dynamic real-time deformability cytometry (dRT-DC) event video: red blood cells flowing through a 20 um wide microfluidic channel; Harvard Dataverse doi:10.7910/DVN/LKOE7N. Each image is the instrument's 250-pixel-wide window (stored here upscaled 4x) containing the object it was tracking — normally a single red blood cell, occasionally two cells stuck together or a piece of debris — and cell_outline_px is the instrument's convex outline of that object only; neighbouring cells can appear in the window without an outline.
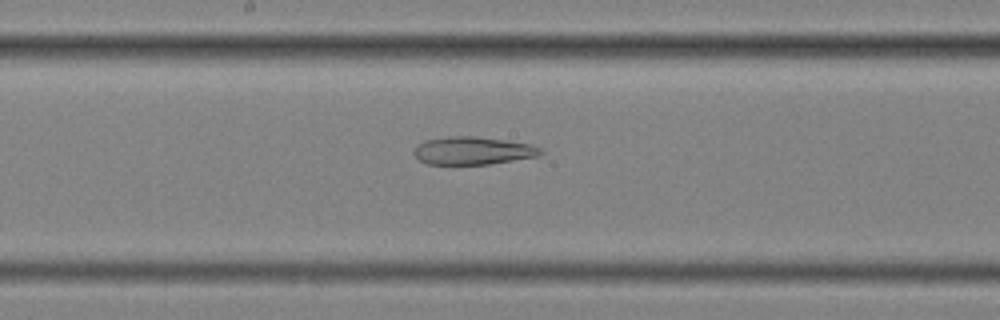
{"species": "common noctule bat (a hibernating species)", "species_latin": "Nyctalus noctula", "temperature_condition": "cold", "stored_images_in_passage": 56, "camera_frame_rate_fps": 3000, "um_per_image_px": 0.085, "animal": {"sex": "female", "body_mass_g": 25.1}, "frame": {"image": 1, "passage_image": 30, "time_ms": 9.667, "image_size_px": [1000, 320], "cell_outline_px": [[544, 152], [540, 156], [488, 164], [428, 164], [420, 160], [412, 152], [424, 140], [448, 136], [476, 136], [504, 140], [528, 144], [540, 148]], "centroid_in_image_um": [40.2, 12.8], "position_along_channel_um": 208.0, "area_um2": 20.4}}
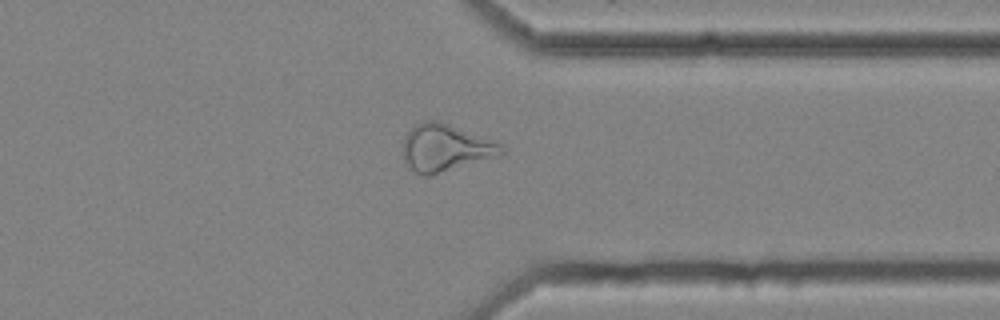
{"frame": {"image": 2, "passage_image": 44, "time_ms": 14.333, "image_size_px": [1000, 320], "cell_outline_px": [[504, 152], [500, 156], [428, 176], [424, 176], [416, 172], [408, 164], [404, 156], [404, 136], [416, 124], [424, 120], [440, 120], [496, 140], [504, 144]], "centroid_in_image_um": [37.94, 12.53], "position_along_channel_um": 373.5, "area_um2": 27.28}}
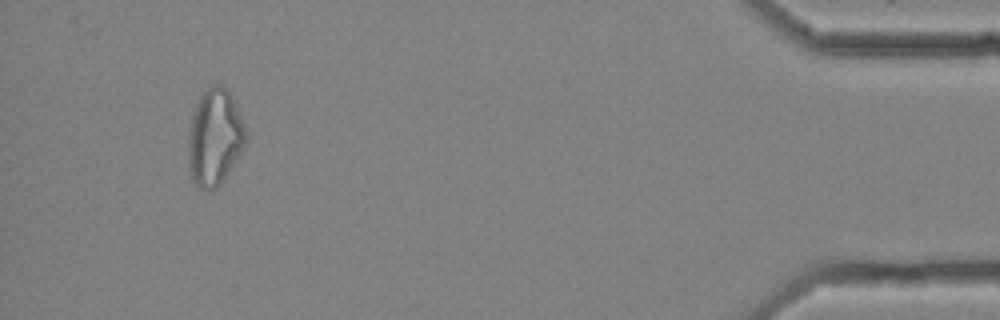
{"frame": {"image": 3, "passage_image": 53, "time_ms": 17.333, "image_size_px": [1000, 320], "cell_outline_px": [[248, 136], [244, 148], [224, 180], [216, 188], [196, 188], [192, 180], [188, 168], [188, 136], [192, 116], [196, 104], [200, 96], [208, 88], [216, 84], [220, 84], [232, 96]], "centroid_in_image_um": [18.24, 11.71], "position_along_channel_um": 417.0, "area_um2": 32.31}, "authors_computed_cell_mechanics": {"area_um2": 28.7555, "velocity_mm_per_s": 3.5716, "shape_relaxation_time_tau1_ms": null, "shape_relaxation_time_tau2_ms": 6.8713, "deformation_change_tau1": null, "deformation_change_tau2": 0.1879}}